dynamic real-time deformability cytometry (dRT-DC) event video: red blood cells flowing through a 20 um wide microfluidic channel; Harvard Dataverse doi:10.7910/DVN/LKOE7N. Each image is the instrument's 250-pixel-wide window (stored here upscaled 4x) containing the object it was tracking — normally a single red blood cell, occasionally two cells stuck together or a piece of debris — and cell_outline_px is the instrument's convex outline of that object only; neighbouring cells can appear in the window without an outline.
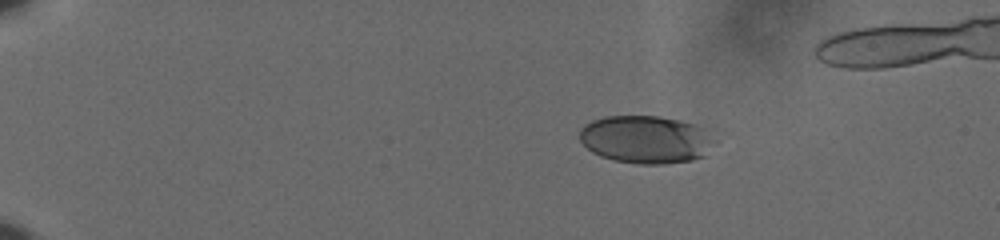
{"species": "human", "species_latin": "Homo sapiens", "temperature_condition": "cold", "stored_images_in_passage": 49, "camera_frame_rate_fps": 3000, "um_per_image_px": 0.085, "donor": {"sex": "male"}, "frame": {"image": 1, "passage_image": 1, "time_ms": 0.0, "image_size_px": [1000, 240], "cell_outline_px": [[716, 140], [704, 156], [692, 160], [664, 164], [640, 164], [612, 160], [600, 156], [592, 152], [580, 140], [580, 128], [584, 124], [592, 120], [604, 116], [660, 116], [680, 120], [704, 128]], "centroid_in_image_um": [54.88, 11.85], "position_along_channel_um": 30.1, "area_um2": 37.74}}
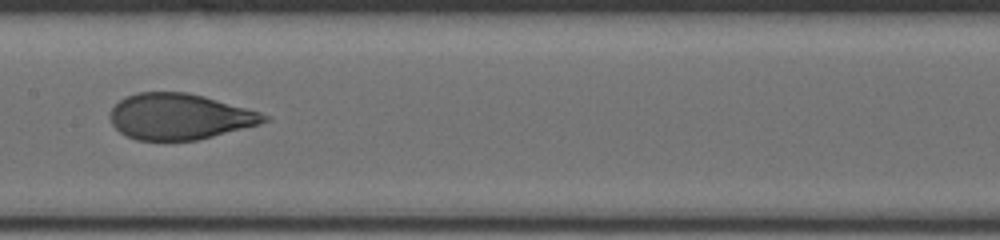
{"frame": {"image": 2, "passage_image": 23, "time_ms": 7.333, "image_size_px": [1000, 240], "cell_outline_px": [[272, 116], [268, 120], [260, 124], [196, 140], [136, 140], [120, 132], [112, 124], [108, 116], [112, 108], [120, 100], [136, 92], [188, 92], [204, 96], [260, 112]], "centroid_in_image_um": [15.25, 9.9], "position_along_channel_um": 192.1, "area_um2": 41.04}}
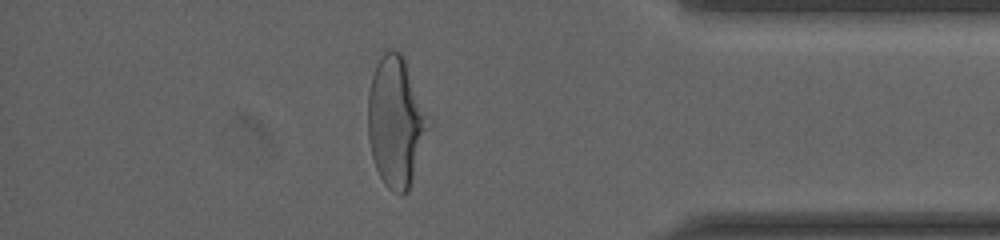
{"frame": {"image": 3, "passage_image": 42, "time_ms": 13.667, "image_size_px": [1000, 240], "cell_outline_px": [[432, 124], [408, 192], [400, 196], [392, 192], [384, 184], [376, 168], [372, 156], [368, 136], [368, 92], [372, 76], [376, 64], [380, 56], [384, 52], [392, 48], [400, 52], [404, 56], [432, 120]], "centroid_in_image_um": [33.69, 10.35], "position_along_channel_um": 401.5, "area_um2": 46.88}}